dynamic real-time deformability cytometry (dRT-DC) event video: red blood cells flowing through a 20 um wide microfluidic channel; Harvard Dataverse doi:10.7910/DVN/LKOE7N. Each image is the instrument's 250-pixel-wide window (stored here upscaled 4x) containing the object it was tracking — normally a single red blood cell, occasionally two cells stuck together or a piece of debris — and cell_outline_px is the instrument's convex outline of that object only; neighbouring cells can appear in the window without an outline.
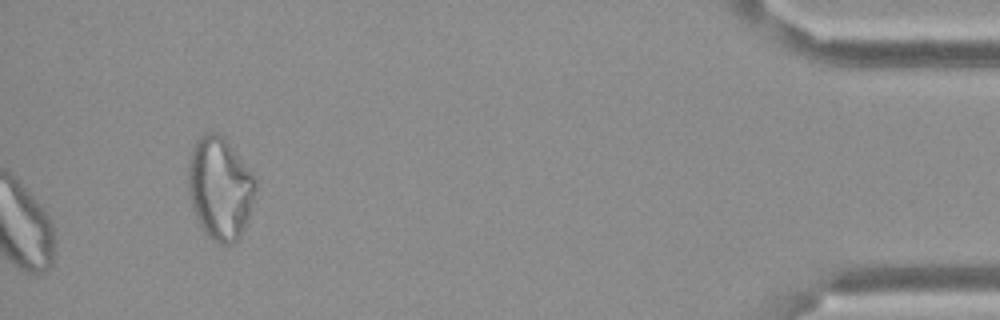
{"species": "Egyptian fruit bat (a non-hibernating species)", "species_latin": "Rousettus aegyptiacus", "temperature_condition": "cold", "stored_images_in_passage": 60, "camera_frame_rate_fps": 3000, "um_per_image_px": 0.085, "frame": {"image": 1, "passage_image": 60, "time_ms": 19.667, "image_size_px": [1000, 320], "cell_outline_px": [[256, 188], [248, 216], [240, 236], [232, 244], [220, 244], [208, 236], [204, 232], [196, 216], [192, 204], [188, 188], [188, 168], [192, 148], [196, 140], [204, 132], [216, 132], [232, 148], [256, 180]], "centroid_in_image_um": [18.67, 16.0], "position_along_channel_um": 416.5, "area_um2": 39.36}}